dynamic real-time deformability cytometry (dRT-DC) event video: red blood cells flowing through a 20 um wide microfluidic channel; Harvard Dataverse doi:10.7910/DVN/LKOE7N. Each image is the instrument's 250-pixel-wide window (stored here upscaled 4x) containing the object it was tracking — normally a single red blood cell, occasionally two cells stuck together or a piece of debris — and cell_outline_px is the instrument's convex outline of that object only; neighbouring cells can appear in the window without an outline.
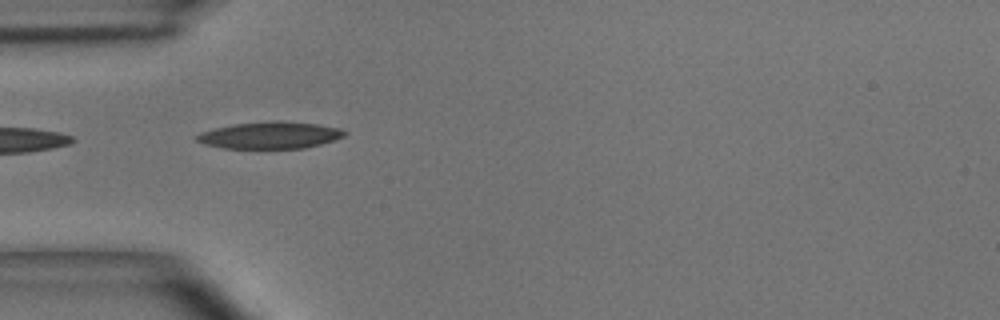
{"species": "common noctule bat (a hibernating species)", "species_latin": "Nyctalus noctula", "temperature_condition": "room temperature", "stored_images_in_passage": 5, "camera_frame_rate_fps": 3000, "um_per_image_px": 0.085, "animal": {"sex": "male", "body_mass_g": 15.6}, "frame": {"image": 1, "passage_image": 4, "time_ms": 1.0, "image_size_px": [1000, 320], "cell_outline_px": [[348, 132], [344, 136], [320, 144], [304, 148], [224, 148], [204, 144], [196, 140], [196, 136], [200, 132], [216, 128], [236, 124], [276, 120], [316, 124], [340, 128]], "centroid_in_image_um": [22.96, 11.49], "position_along_channel_um": 62.0, "area_um2": 22.89}}
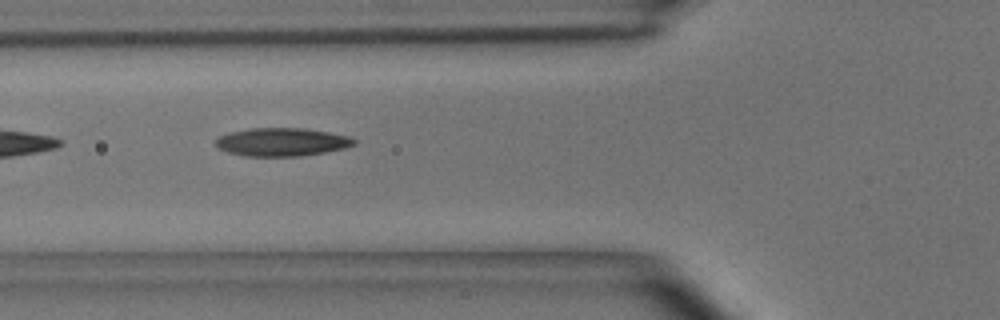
{"frame": {"image": 2, "passage_image": 5, "time_ms": 1.333, "image_size_px": [1000, 320], "cell_outline_px": [[356, 144], [344, 148], [324, 152], [300, 156], [244, 156], [228, 152], [220, 148], [216, 144], [216, 140], [220, 136], [232, 132], [248, 128], [304, 128], [328, 132], [348, 136], [356, 140]], "centroid_in_image_um": [23.97, 12.07], "position_along_channel_um": 101.8, "area_um2": 22.54}}